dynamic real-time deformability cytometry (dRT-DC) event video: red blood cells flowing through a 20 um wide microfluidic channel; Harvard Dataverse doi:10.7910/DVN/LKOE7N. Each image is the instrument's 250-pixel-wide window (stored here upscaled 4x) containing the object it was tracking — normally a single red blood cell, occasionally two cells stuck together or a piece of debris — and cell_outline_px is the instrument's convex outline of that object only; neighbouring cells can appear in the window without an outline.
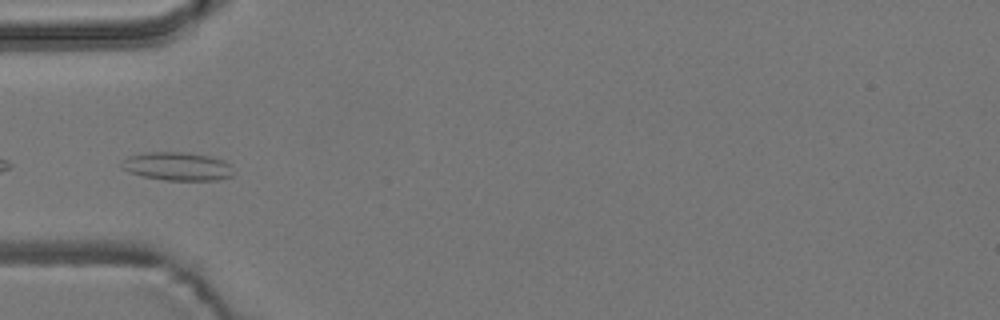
{"species": "common noctule bat (a hibernating species)", "species_latin": "Nyctalus noctula", "temperature_condition": "room temperature", "stored_images_in_passage": 8, "camera_frame_rate_fps": 3000, "um_per_image_px": 0.085, "animal": {"sex": "male", "body_mass_g": 19.2, "forearm_length_mm": 51.8}, "frame": {"image": 1, "passage_image": 6, "time_ms": 5.667, "image_size_px": [1000, 320], "cell_outline_px": [[236, 172], [232, 176], [216, 180], [164, 180], [140, 176], [120, 168], [120, 164], [128, 156], [148, 152], [180, 152], [212, 156], [224, 160]], "centroid_in_image_um": [15.08, 14.14], "position_along_channel_um": 69.9, "area_um2": 18.61}}
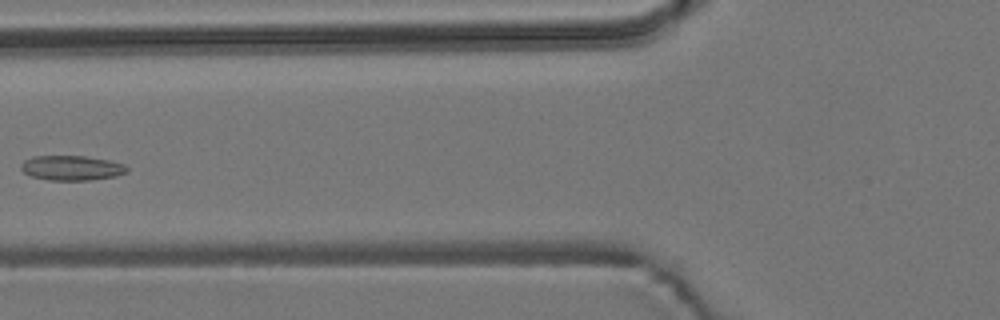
{"frame": {"image": 2, "passage_image": 7, "time_ms": 7.0, "image_size_px": [1000, 320], "cell_outline_px": [[128, 172], [116, 176], [92, 180], [48, 180], [32, 176], [24, 172], [20, 168], [20, 164], [24, 160], [32, 156], [84, 156], [108, 160], [124, 164], [128, 168]], "centroid_in_image_um": [6.09, 14.27], "position_along_channel_um": 119.7, "area_um2": 15.37}}
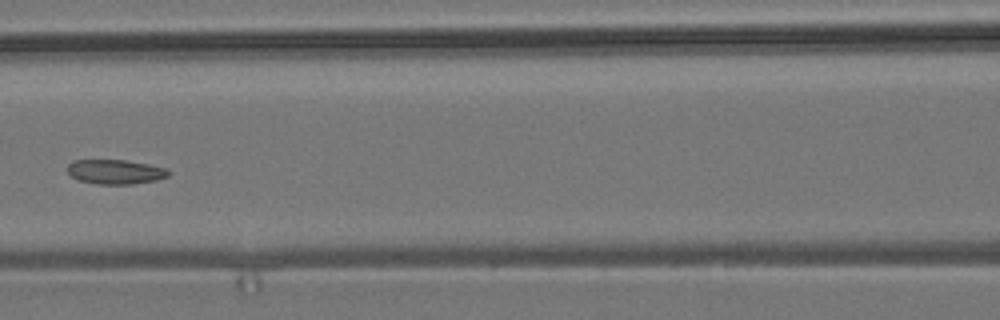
{"frame": {"image": 3, "passage_image": 8, "time_ms": 8.0, "image_size_px": [1000, 320], "cell_outline_px": [[172, 172], [168, 176], [156, 180], [132, 184], [96, 184], [80, 180], [72, 176], [68, 172], [68, 164], [72, 160], [124, 160], [148, 164], [168, 168]], "centroid_in_image_um": [9.84, 14.6], "position_along_channel_um": 156.8, "area_um2": 14.45}}